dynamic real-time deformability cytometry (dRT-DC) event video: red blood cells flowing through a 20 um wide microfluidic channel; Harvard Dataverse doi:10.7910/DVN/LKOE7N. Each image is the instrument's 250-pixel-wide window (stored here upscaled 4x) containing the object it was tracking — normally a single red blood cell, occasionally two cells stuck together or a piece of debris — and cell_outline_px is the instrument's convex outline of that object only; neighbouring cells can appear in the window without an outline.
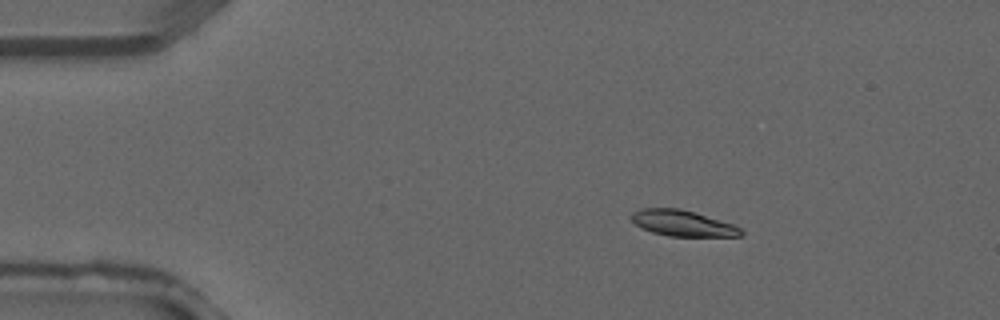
{"species": "common noctule bat (a hibernating species)", "species_latin": "Nyctalus noctula", "temperature_condition": "warm", "stored_images_in_passage": 3, "camera_frame_rate_fps": 3000, "um_per_image_px": 0.085, "animal": {"sex": "male", "forearm_length_mm": 52.5}, "frame": {"image": 1, "passage_image": 1, "time_ms": 0.0, "image_size_px": [1000, 320], "cell_outline_px": [[744, 232], [740, 236], [668, 236], [652, 232], [640, 228], [628, 216], [632, 212], [640, 208], [680, 208], [732, 224], [740, 228]], "centroid_in_image_um": [57.95, 18.97], "position_along_channel_um": 27.0, "area_um2": 16.47}}